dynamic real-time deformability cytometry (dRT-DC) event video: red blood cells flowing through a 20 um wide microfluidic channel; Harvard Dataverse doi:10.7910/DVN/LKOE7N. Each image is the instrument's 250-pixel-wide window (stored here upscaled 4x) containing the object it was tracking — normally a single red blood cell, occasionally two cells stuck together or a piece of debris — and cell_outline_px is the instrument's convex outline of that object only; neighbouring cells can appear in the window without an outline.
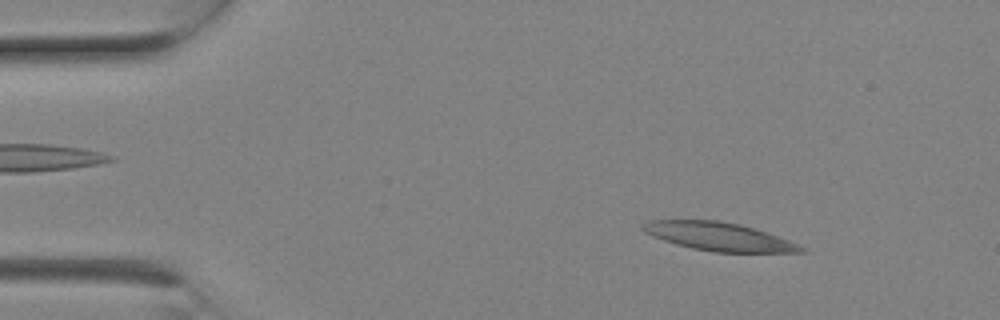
{"species": "Egyptian fruit bat (a non-hibernating species)", "species_latin": "Rousettus aegyptiacus", "temperature_condition": "room temperature", "stored_images_in_passage": 5, "camera_frame_rate_fps": 3000, "um_per_image_px": 0.085, "animal": {"sex": "female"}, "frame": {"image": 1, "passage_image": 2, "time_ms": 0.333, "image_size_px": [1000, 320], "cell_outline_px": [[804, 252], [712, 252], [692, 248], [676, 244], [652, 236], [644, 232], [640, 228], [640, 224], [648, 220], [716, 220], [740, 224], [756, 228], [768, 232], [788, 240], [804, 248]], "centroid_in_image_um": [61.04, 20.09], "position_along_channel_um": 24.0, "area_um2": 26.07}}